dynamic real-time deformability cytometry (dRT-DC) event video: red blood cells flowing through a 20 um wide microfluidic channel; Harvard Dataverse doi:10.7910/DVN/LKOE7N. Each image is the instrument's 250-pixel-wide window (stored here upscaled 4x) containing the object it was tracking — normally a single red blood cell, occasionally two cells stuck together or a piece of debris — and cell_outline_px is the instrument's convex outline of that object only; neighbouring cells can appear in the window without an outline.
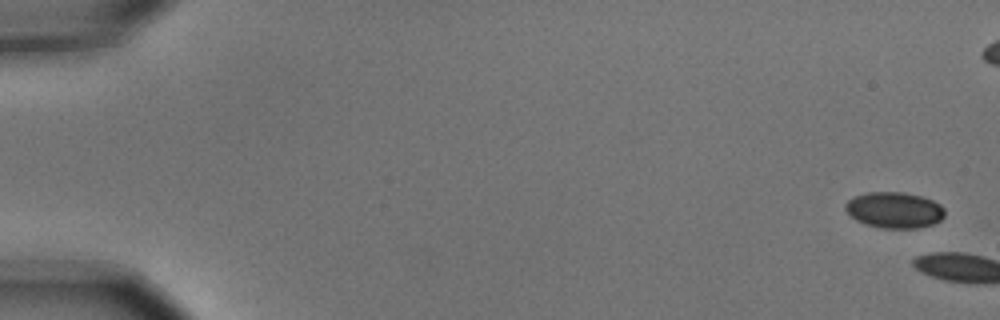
{"species": "common noctule bat (a hibernating species)", "species_latin": "Nyctalus noctula", "temperature_condition": "cold", "stored_images_in_passage": 10, "camera_frame_rate_fps": 3000, "um_per_image_px": 0.085, "animal": {"sex": "male", "body_mass_g": 15.6}, "frame": {"image": 1, "passage_image": 1, "time_ms": 0.0, "image_size_px": [1000, 320], "cell_outline_px": [[944, 216], [940, 220], [932, 224], [916, 228], [880, 228], [864, 224], [856, 220], [844, 208], [844, 204], [852, 196], [868, 192], [904, 192], [920, 196], [932, 200], [940, 204], [944, 208]], "centroid_in_image_um": [75.99, 17.85], "position_along_channel_um": 9.0, "area_um2": 20.92}}
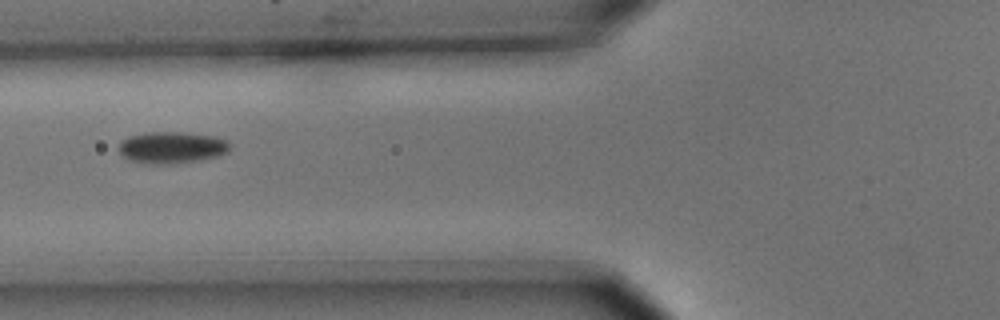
{"frame": {"image": 2, "passage_image": 8, "time_ms": 2.333, "image_size_px": [1000, 320], "cell_outline_px": [[232, 144], [228, 152], [216, 156], [200, 160], [160, 164], [148, 164], [132, 160], [124, 156], [116, 148], [120, 140], [128, 136], [144, 132], [188, 132], [216, 136], [228, 140]], "centroid_in_image_um": [14.6, 12.51], "position_along_channel_um": 111.2, "area_um2": 20.81}}
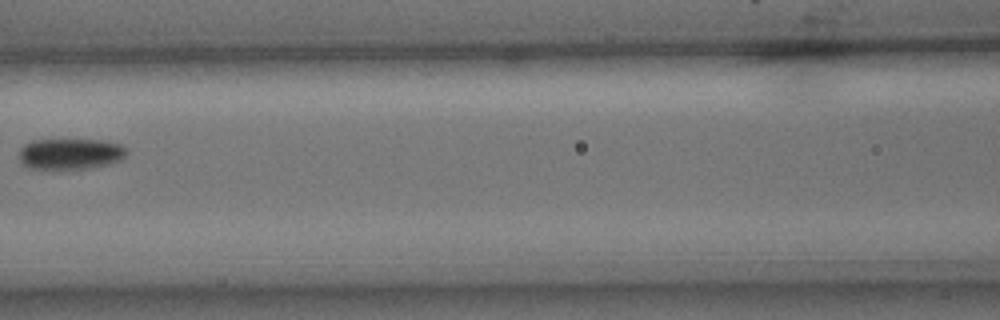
{"frame": {"image": 3, "passage_image": 9, "time_ms": 2.667, "image_size_px": [1000, 320], "cell_outline_px": [[128, 152], [120, 160], [108, 164], [88, 168], [28, 168], [20, 164], [20, 148], [24, 144], [32, 140], [104, 140], [120, 144], [128, 148]], "centroid_in_image_um": [5.98, 13.06], "position_along_channel_um": 160.6, "area_um2": 19.36}}